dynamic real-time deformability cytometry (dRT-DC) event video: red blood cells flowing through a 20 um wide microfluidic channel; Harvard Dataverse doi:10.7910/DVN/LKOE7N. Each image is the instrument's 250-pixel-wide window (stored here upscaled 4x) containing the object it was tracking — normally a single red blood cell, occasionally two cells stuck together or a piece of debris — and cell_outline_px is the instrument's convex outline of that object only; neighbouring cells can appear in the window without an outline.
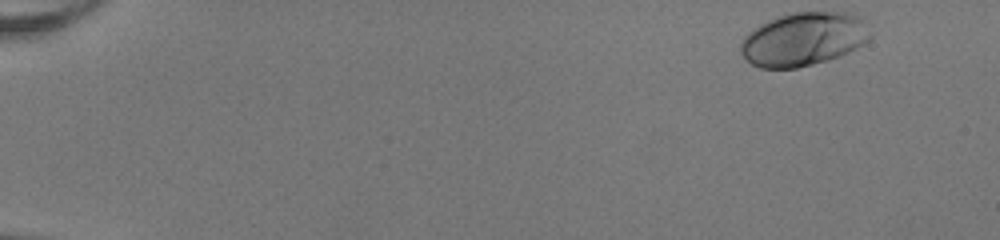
{"species": "human", "species_latin": "Homo sapiens", "temperature_condition": "room temperature", "stored_images_in_passage": 49, "camera_frame_rate_fps": 3000, "um_per_image_px": 0.085, "donor": {"sex": "female"}, "frame": {"image": 1, "passage_image": 1, "time_ms": 0.0, "image_size_px": [1000, 240], "cell_outline_px": [[872, 36], [868, 40], [856, 48], [840, 56], [828, 60], [796, 68], [760, 68], [752, 64], [740, 52], [740, 44], [744, 36], [752, 28], [768, 20], [792, 12], [852, 12], [860, 16], [864, 20]], "centroid_in_image_um": [68.31, 3.31], "position_along_channel_um": 16.7, "area_um2": 40.58}}
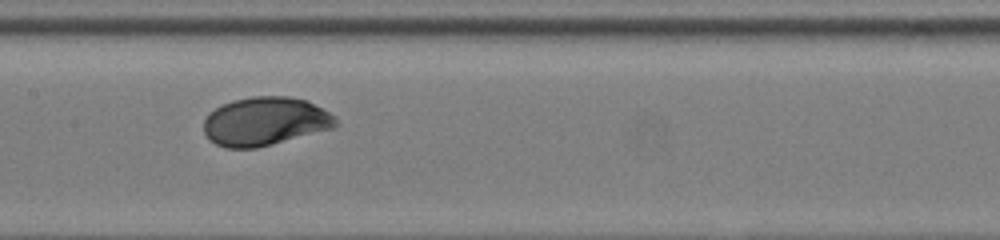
{"frame": {"image": 2, "passage_image": 25, "time_ms": 8.0, "image_size_px": [1000, 240], "cell_outline_px": [[340, 124], [336, 128], [256, 148], [224, 148], [208, 140], [204, 132], [204, 120], [216, 108], [232, 100], [252, 96], [288, 96], [304, 100], [328, 112]], "centroid_in_image_um": [22.52, 10.33], "position_along_channel_um": 184.9, "area_um2": 37.22}}
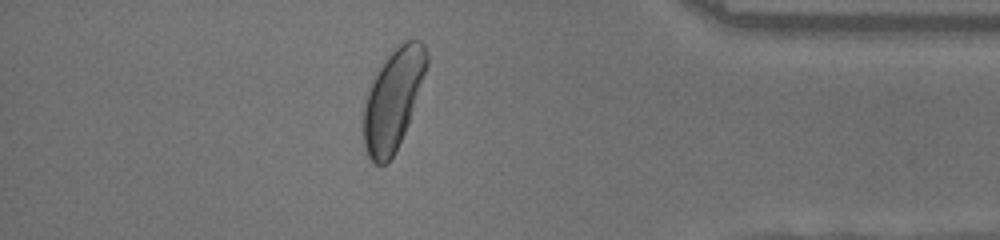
{"frame": {"image": 3, "passage_image": 43, "time_ms": 14.0, "image_size_px": [1000, 240], "cell_outline_px": [[428, 64], [408, 124], [392, 156], [384, 164], [376, 164], [368, 156], [364, 148], [364, 104], [368, 92], [376, 72], [392, 48], [404, 40], [420, 40], [424, 44], [428, 52]], "centroid_in_image_um": [33.42, 8.38], "position_along_channel_um": 401.8, "area_um2": 36.59}, "authors_computed_cell_mechanics": {"area_um2": 36.8186, "velocity_mm_per_s": 4.0164, "shape_relaxation_time_tau1_ms": 2.0759, "shape_relaxation_time_tau2_ms": null, "deformation_change_tau1": 0.1259, "deformation_change_tau2": null}}